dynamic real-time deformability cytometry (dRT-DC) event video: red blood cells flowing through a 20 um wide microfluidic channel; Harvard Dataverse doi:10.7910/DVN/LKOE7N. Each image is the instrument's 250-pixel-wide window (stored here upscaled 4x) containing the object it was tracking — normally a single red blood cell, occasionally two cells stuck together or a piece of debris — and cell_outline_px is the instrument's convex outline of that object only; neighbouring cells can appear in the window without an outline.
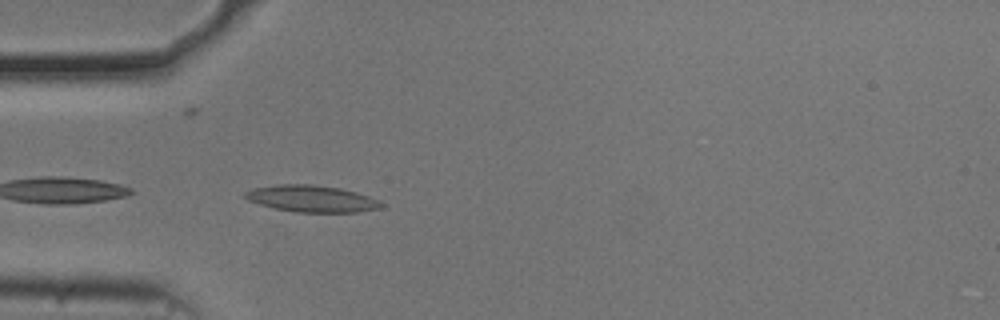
{"species": "common noctule bat (a hibernating species)", "species_latin": "Nyctalus noctula", "temperature_condition": "cold", "stored_images_in_passage": 4, "camera_frame_rate_fps": 3000, "um_per_image_px": 0.085, "animal": {"sex": "male", "body_mass_g": 20.5, "forearm_length_mm": 52.5}, "frame": {"image": 1, "passage_image": 1, "time_ms": 0.0, "image_size_px": [1000, 320], "cell_outline_px": [[384, 208], [356, 212], [296, 212], [276, 208], [260, 204], [248, 200], [244, 196], [244, 192], [256, 188], [276, 184], [312, 184], [340, 188], [356, 192], [368, 196], [384, 204]], "centroid_in_image_um": [26.51, 16.89], "position_along_channel_um": 58.5, "area_um2": 21.04}}